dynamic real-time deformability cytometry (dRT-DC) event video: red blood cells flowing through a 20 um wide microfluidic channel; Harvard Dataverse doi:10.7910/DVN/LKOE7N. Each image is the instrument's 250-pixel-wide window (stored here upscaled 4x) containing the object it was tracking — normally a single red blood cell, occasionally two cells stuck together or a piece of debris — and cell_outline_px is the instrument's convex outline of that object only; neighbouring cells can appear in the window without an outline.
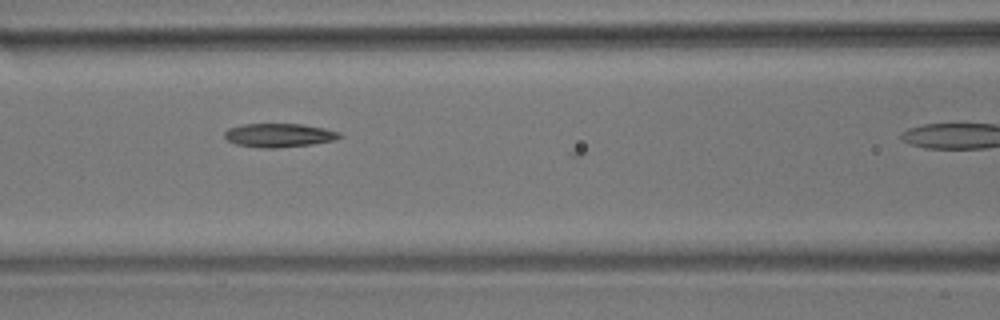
{"species": "common noctule bat (a hibernating species)", "species_latin": "Nyctalus noctula", "temperature_condition": "room temperature", "stored_images_in_passage": 8, "camera_frame_rate_fps": 3000, "um_per_image_px": 0.085, "animal": {"sex": "male", "body_mass_g": 17.9}, "frame": {"image": 1, "passage_image": 7, "time_ms": 2.0, "image_size_px": [1000, 320], "cell_outline_px": [[344, 136], [336, 140], [312, 144], [276, 148], [264, 148], [236, 144], [228, 140], [224, 136], [224, 132], [228, 128], [244, 124], [304, 124], [324, 128], [340, 132]], "centroid_in_image_um": [23.76, 11.49], "position_along_channel_um": 142.8, "area_um2": 15.95}}